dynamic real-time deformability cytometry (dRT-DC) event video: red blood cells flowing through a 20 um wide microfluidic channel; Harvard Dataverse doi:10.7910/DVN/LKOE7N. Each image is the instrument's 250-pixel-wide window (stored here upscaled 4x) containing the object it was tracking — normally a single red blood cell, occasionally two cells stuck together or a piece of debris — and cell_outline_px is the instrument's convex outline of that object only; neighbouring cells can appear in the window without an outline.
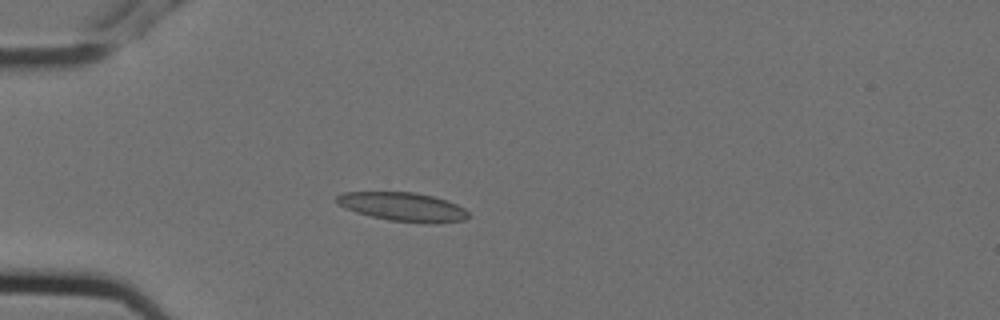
{"species": "Egyptian fruit bat (a non-hibernating species)", "species_latin": "Rousettus aegyptiacus", "temperature_condition": "cold", "stored_images_in_passage": 4, "camera_frame_rate_fps": 3000, "um_per_image_px": 0.085, "animal": {"sex": "female"}, "frame": {"image": 1, "passage_image": 4, "time_ms": 1.0, "image_size_px": [1000, 320], "cell_outline_px": [[468, 216], [464, 220], [432, 224], [424, 224], [388, 220], [356, 212], [340, 204], [336, 200], [336, 196], [344, 192], [416, 192], [432, 196], [456, 204], [464, 208], [468, 212]], "centroid_in_image_um": [34.28, 17.59], "position_along_channel_um": 50.7, "area_um2": 21.96}}